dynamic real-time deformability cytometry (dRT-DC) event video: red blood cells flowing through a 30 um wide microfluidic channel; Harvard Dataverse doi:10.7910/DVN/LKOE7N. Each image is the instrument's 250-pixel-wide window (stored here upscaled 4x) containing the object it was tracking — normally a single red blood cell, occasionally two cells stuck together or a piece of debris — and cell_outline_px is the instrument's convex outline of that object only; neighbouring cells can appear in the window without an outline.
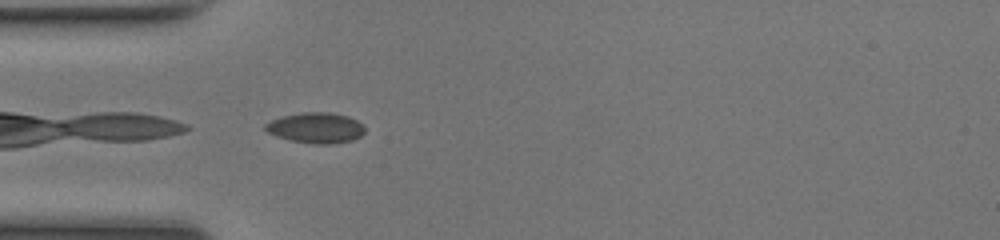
{"species": "common noctule bat (a hibernating species)", "species_latin": "Nyctalus noctula", "temperature_condition": "room temperature", "stored_images_in_passage": 18, "camera_frame_rate_fps": 3000, "um_per_image_px": 0.085, "animal": {"sex": "female", "body_mass_g": 17.0, "forearm_length_mm": 48.0}, "frame": {"image": 1, "passage_image": 1, "time_ms": 0.0, "image_size_px": [1000, 240], "cell_outline_px": [[364, 132], [360, 136], [352, 140], [328, 144], [316, 144], [292, 140], [276, 136], [268, 132], [264, 128], [264, 124], [280, 116], [300, 112], [332, 112], [348, 116], [364, 124]], "centroid_in_image_um": [26.85, 10.84], "position_along_channel_um": 58.2, "area_um2": 17.74}}
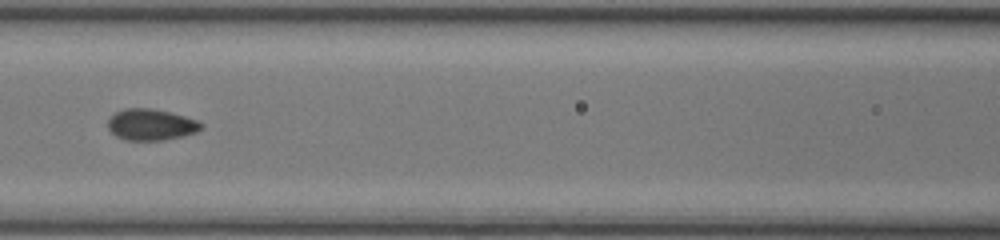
{"frame": {"image": 2, "passage_image": 8, "time_ms": 2.333, "image_size_px": [1000, 240], "cell_outline_px": [[204, 128], [196, 132], [164, 140], [124, 140], [116, 136], [108, 128], [108, 120], [116, 112], [124, 108], [152, 108], [184, 116], [196, 120], [204, 124]], "centroid_in_image_um": [12.84, 10.59], "position_along_channel_um": 153.8, "area_um2": 16.94}}
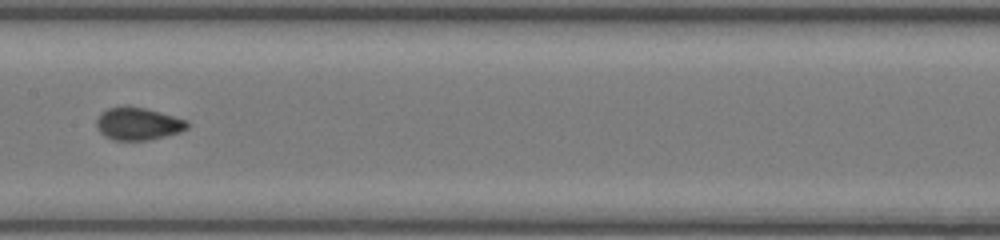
{"frame": {"image": 3, "passage_image": 11, "time_ms": 3.333, "image_size_px": [1000, 240], "cell_outline_px": [[188, 128], [180, 132], [148, 140], [112, 140], [104, 136], [96, 128], [96, 120], [100, 112], [108, 108], [144, 108], [160, 112], [188, 120]], "centroid_in_image_um": [11.72, 10.54], "position_along_channel_um": 195.7, "area_um2": 16.99}}